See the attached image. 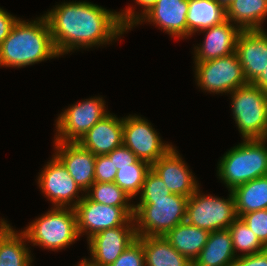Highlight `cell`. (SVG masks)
<instances>
[{
  "instance_id": "6da1fadb",
  "label": "cell",
  "mask_w": 267,
  "mask_h": 266,
  "mask_svg": "<svg viewBox=\"0 0 267 266\" xmlns=\"http://www.w3.org/2000/svg\"><path fill=\"white\" fill-rule=\"evenodd\" d=\"M44 16L59 56L79 48L110 44L127 30L118 12L91 2H64Z\"/></svg>"
},
{
  "instance_id": "7a4b0ae2",
  "label": "cell",
  "mask_w": 267,
  "mask_h": 266,
  "mask_svg": "<svg viewBox=\"0 0 267 266\" xmlns=\"http://www.w3.org/2000/svg\"><path fill=\"white\" fill-rule=\"evenodd\" d=\"M59 57L44 15L26 22L20 18L0 44V66L26 67Z\"/></svg>"
},
{
  "instance_id": "3957f363",
  "label": "cell",
  "mask_w": 267,
  "mask_h": 266,
  "mask_svg": "<svg viewBox=\"0 0 267 266\" xmlns=\"http://www.w3.org/2000/svg\"><path fill=\"white\" fill-rule=\"evenodd\" d=\"M267 139H243L227 151L217 167V176L228 191L253 179L267 176Z\"/></svg>"
},
{
  "instance_id": "277c9868",
  "label": "cell",
  "mask_w": 267,
  "mask_h": 266,
  "mask_svg": "<svg viewBox=\"0 0 267 266\" xmlns=\"http://www.w3.org/2000/svg\"><path fill=\"white\" fill-rule=\"evenodd\" d=\"M188 198L171 193L167 197L140 199L134 205L137 237L165 236L185 221Z\"/></svg>"
},
{
  "instance_id": "5b68a950",
  "label": "cell",
  "mask_w": 267,
  "mask_h": 266,
  "mask_svg": "<svg viewBox=\"0 0 267 266\" xmlns=\"http://www.w3.org/2000/svg\"><path fill=\"white\" fill-rule=\"evenodd\" d=\"M29 242L57 251L74 243L79 236L74 208L54 207L22 231ZM65 247V248H64Z\"/></svg>"
},
{
  "instance_id": "8992f818",
  "label": "cell",
  "mask_w": 267,
  "mask_h": 266,
  "mask_svg": "<svg viewBox=\"0 0 267 266\" xmlns=\"http://www.w3.org/2000/svg\"><path fill=\"white\" fill-rule=\"evenodd\" d=\"M232 95L233 119L243 139H267V92L247 83Z\"/></svg>"
},
{
  "instance_id": "52a82bcc",
  "label": "cell",
  "mask_w": 267,
  "mask_h": 266,
  "mask_svg": "<svg viewBox=\"0 0 267 266\" xmlns=\"http://www.w3.org/2000/svg\"><path fill=\"white\" fill-rule=\"evenodd\" d=\"M237 218L232 191H230L229 198L224 199L202 195L198 188L188 198L185 221L210 233L228 229Z\"/></svg>"
},
{
  "instance_id": "ba28073f",
  "label": "cell",
  "mask_w": 267,
  "mask_h": 266,
  "mask_svg": "<svg viewBox=\"0 0 267 266\" xmlns=\"http://www.w3.org/2000/svg\"><path fill=\"white\" fill-rule=\"evenodd\" d=\"M195 63L197 85L210 93H230L246 85L237 54Z\"/></svg>"
},
{
  "instance_id": "9c48e42d",
  "label": "cell",
  "mask_w": 267,
  "mask_h": 266,
  "mask_svg": "<svg viewBox=\"0 0 267 266\" xmlns=\"http://www.w3.org/2000/svg\"><path fill=\"white\" fill-rule=\"evenodd\" d=\"M108 113L105 109V101L101 97L86 99L71 105L56 120L57 135L54 141L78 142Z\"/></svg>"
},
{
  "instance_id": "30bf717a",
  "label": "cell",
  "mask_w": 267,
  "mask_h": 266,
  "mask_svg": "<svg viewBox=\"0 0 267 266\" xmlns=\"http://www.w3.org/2000/svg\"><path fill=\"white\" fill-rule=\"evenodd\" d=\"M74 209L79 236L86 233L87 240L102 230L124 225L134 215V206H108L86 195Z\"/></svg>"
},
{
  "instance_id": "8fae6325",
  "label": "cell",
  "mask_w": 267,
  "mask_h": 266,
  "mask_svg": "<svg viewBox=\"0 0 267 266\" xmlns=\"http://www.w3.org/2000/svg\"><path fill=\"white\" fill-rule=\"evenodd\" d=\"M158 135L145 118L136 115L123 118V145L150 165L172 147L170 144H164Z\"/></svg>"
},
{
  "instance_id": "7c38bea8",
  "label": "cell",
  "mask_w": 267,
  "mask_h": 266,
  "mask_svg": "<svg viewBox=\"0 0 267 266\" xmlns=\"http://www.w3.org/2000/svg\"><path fill=\"white\" fill-rule=\"evenodd\" d=\"M43 168L38 176V184L42 193L48 197L47 199L54 207H67L68 205L74 208L83 199V194L82 197L78 195L82 190L63 163L53 155L50 162H47Z\"/></svg>"
},
{
  "instance_id": "4fadbf2b",
  "label": "cell",
  "mask_w": 267,
  "mask_h": 266,
  "mask_svg": "<svg viewBox=\"0 0 267 266\" xmlns=\"http://www.w3.org/2000/svg\"><path fill=\"white\" fill-rule=\"evenodd\" d=\"M136 238L133 217L122 226L102 230L88 239L90 261L98 266H109Z\"/></svg>"
},
{
  "instance_id": "5bb4252c",
  "label": "cell",
  "mask_w": 267,
  "mask_h": 266,
  "mask_svg": "<svg viewBox=\"0 0 267 266\" xmlns=\"http://www.w3.org/2000/svg\"><path fill=\"white\" fill-rule=\"evenodd\" d=\"M181 158L179 152L172 146L151 164V169L163 180L171 193L189 198L199 188V184Z\"/></svg>"
},
{
  "instance_id": "9a60e30c",
  "label": "cell",
  "mask_w": 267,
  "mask_h": 266,
  "mask_svg": "<svg viewBox=\"0 0 267 266\" xmlns=\"http://www.w3.org/2000/svg\"><path fill=\"white\" fill-rule=\"evenodd\" d=\"M235 53L242 66L248 83H253L267 67V32L242 30L239 34Z\"/></svg>"
},
{
  "instance_id": "2e32d148",
  "label": "cell",
  "mask_w": 267,
  "mask_h": 266,
  "mask_svg": "<svg viewBox=\"0 0 267 266\" xmlns=\"http://www.w3.org/2000/svg\"><path fill=\"white\" fill-rule=\"evenodd\" d=\"M55 156L63 163L78 187L86 191L95 182L96 156L78 142H57Z\"/></svg>"
},
{
  "instance_id": "e0dca14e",
  "label": "cell",
  "mask_w": 267,
  "mask_h": 266,
  "mask_svg": "<svg viewBox=\"0 0 267 266\" xmlns=\"http://www.w3.org/2000/svg\"><path fill=\"white\" fill-rule=\"evenodd\" d=\"M188 0H157L132 26L149 22L172 37H187Z\"/></svg>"
},
{
  "instance_id": "ac0fdd59",
  "label": "cell",
  "mask_w": 267,
  "mask_h": 266,
  "mask_svg": "<svg viewBox=\"0 0 267 266\" xmlns=\"http://www.w3.org/2000/svg\"><path fill=\"white\" fill-rule=\"evenodd\" d=\"M200 32H206V35L203 44L194 47L195 62H203L233 54L242 30L227 19L222 24Z\"/></svg>"
},
{
  "instance_id": "d6986e66",
  "label": "cell",
  "mask_w": 267,
  "mask_h": 266,
  "mask_svg": "<svg viewBox=\"0 0 267 266\" xmlns=\"http://www.w3.org/2000/svg\"><path fill=\"white\" fill-rule=\"evenodd\" d=\"M78 143L95 156L107 155L123 144V118L108 113Z\"/></svg>"
},
{
  "instance_id": "ffe728a7",
  "label": "cell",
  "mask_w": 267,
  "mask_h": 266,
  "mask_svg": "<svg viewBox=\"0 0 267 266\" xmlns=\"http://www.w3.org/2000/svg\"><path fill=\"white\" fill-rule=\"evenodd\" d=\"M228 229L209 233L207 243L192 262V266H232L237 259Z\"/></svg>"
},
{
  "instance_id": "44dd1931",
  "label": "cell",
  "mask_w": 267,
  "mask_h": 266,
  "mask_svg": "<svg viewBox=\"0 0 267 266\" xmlns=\"http://www.w3.org/2000/svg\"><path fill=\"white\" fill-rule=\"evenodd\" d=\"M0 220V266H31L33 260L26 247V235Z\"/></svg>"
},
{
  "instance_id": "7402d4cb",
  "label": "cell",
  "mask_w": 267,
  "mask_h": 266,
  "mask_svg": "<svg viewBox=\"0 0 267 266\" xmlns=\"http://www.w3.org/2000/svg\"><path fill=\"white\" fill-rule=\"evenodd\" d=\"M226 20L227 10L217 0H188L187 37Z\"/></svg>"
},
{
  "instance_id": "603a6c76",
  "label": "cell",
  "mask_w": 267,
  "mask_h": 266,
  "mask_svg": "<svg viewBox=\"0 0 267 266\" xmlns=\"http://www.w3.org/2000/svg\"><path fill=\"white\" fill-rule=\"evenodd\" d=\"M144 250L145 266H192L164 236L137 237Z\"/></svg>"
},
{
  "instance_id": "cb8c5ba5",
  "label": "cell",
  "mask_w": 267,
  "mask_h": 266,
  "mask_svg": "<svg viewBox=\"0 0 267 266\" xmlns=\"http://www.w3.org/2000/svg\"><path fill=\"white\" fill-rule=\"evenodd\" d=\"M209 233L184 221L164 237L179 253L193 262L207 243Z\"/></svg>"
},
{
  "instance_id": "d4e9b609",
  "label": "cell",
  "mask_w": 267,
  "mask_h": 266,
  "mask_svg": "<svg viewBox=\"0 0 267 266\" xmlns=\"http://www.w3.org/2000/svg\"><path fill=\"white\" fill-rule=\"evenodd\" d=\"M227 19L241 30H262L267 17V0H234L226 9Z\"/></svg>"
},
{
  "instance_id": "484cf974",
  "label": "cell",
  "mask_w": 267,
  "mask_h": 266,
  "mask_svg": "<svg viewBox=\"0 0 267 266\" xmlns=\"http://www.w3.org/2000/svg\"><path fill=\"white\" fill-rule=\"evenodd\" d=\"M238 217L267 209V176L259 177L232 190Z\"/></svg>"
},
{
  "instance_id": "4316f807",
  "label": "cell",
  "mask_w": 267,
  "mask_h": 266,
  "mask_svg": "<svg viewBox=\"0 0 267 266\" xmlns=\"http://www.w3.org/2000/svg\"><path fill=\"white\" fill-rule=\"evenodd\" d=\"M150 169L151 165L148 162L139 159L135 164L120 167L114 182L134 198L140 194L145 176Z\"/></svg>"
},
{
  "instance_id": "83f0119b",
  "label": "cell",
  "mask_w": 267,
  "mask_h": 266,
  "mask_svg": "<svg viewBox=\"0 0 267 266\" xmlns=\"http://www.w3.org/2000/svg\"><path fill=\"white\" fill-rule=\"evenodd\" d=\"M228 230L232 237L234 253L238 250L243 253L241 256H247L267 249L240 217L232 222Z\"/></svg>"
},
{
  "instance_id": "f1b7e54d",
  "label": "cell",
  "mask_w": 267,
  "mask_h": 266,
  "mask_svg": "<svg viewBox=\"0 0 267 266\" xmlns=\"http://www.w3.org/2000/svg\"><path fill=\"white\" fill-rule=\"evenodd\" d=\"M92 188V189H91ZM85 195L94 202L108 206H134L130 201L132 198L122 190L115 182H94L86 191Z\"/></svg>"
},
{
  "instance_id": "f546056e",
  "label": "cell",
  "mask_w": 267,
  "mask_h": 266,
  "mask_svg": "<svg viewBox=\"0 0 267 266\" xmlns=\"http://www.w3.org/2000/svg\"><path fill=\"white\" fill-rule=\"evenodd\" d=\"M171 192L168 190L163 180L150 169L144 179L139 199H153L167 197Z\"/></svg>"
},
{
  "instance_id": "4dcf8cb0",
  "label": "cell",
  "mask_w": 267,
  "mask_h": 266,
  "mask_svg": "<svg viewBox=\"0 0 267 266\" xmlns=\"http://www.w3.org/2000/svg\"><path fill=\"white\" fill-rule=\"evenodd\" d=\"M240 218L267 248V209L243 214Z\"/></svg>"
},
{
  "instance_id": "1f68e13d",
  "label": "cell",
  "mask_w": 267,
  "mask_h": 266,
  "mask_svg": "<svg viewBox=\"0 0 267 266\" xmlns=\"http://www.w3.org/2000/svg\"><path fill=\"white\" fill-rule=\"evenodd\" d=\"M109 266H145L144 250L141 241L136 238Z\"/></svg>"
},
{
  "instance_id": "d6a6232c",
  "label": "cell",
  "mask_w": 267,
  "mask_h": 266,
  "mask_svg": "<svg viewBox=\"0 0 267 266\" xmlns=\"http://www.w3.org/2000/svg\"><path fill=\"white\" fill-rule=\"evenodd\" d=\"M117 169L108 155H98L95 159V182L110 183L115 181Z\"/></svg>"
},
{
  "instance_id": "836d02e7",
  "label": "cell",
  "mask_w": 267,
  "mask_h": 266,
  "mask_svg": "<svg viewBox=\"0 0 267 266\" xmlns=\"http://www.w3.org/2000/svg\"><path fill=\"white\" fill-rule=\"evenodd\" d=\"M136 3L142 6V10L140 14H136V12L132 9V7H128L126 10H122L123 12H118L119 19L122 25L127 29H131L132 26L136 23V21L146 12L148 11L157 0H135Z\"/></svg>"
},
{
  "instance_id": "e575fe53",
  "label": "cell",
  "mask_w": 267,
  "mask_h": 266,
  "mask_svg": "<svg viewBox=\"0 0 267 266\" xmlns=\"http://www.w3.org/2000/svg\"><path fill=\"white\" fill-rule=\"evenodd\" d=\"M107 155L117 170H120V167L135 164L139 160V158L123 144Z\"/></svg>"
},
{
  "instance_id": "d590c367",
  "label": "cell",
  "mask_w": 267,
  "mask_h": 266,
  "mask_svg": "<svg viewBox=\"0 0 267 266\" xmlns=\"http://www.w3.org/2000/svg\"><path fill=\"white\" fill-rule=\"evenodd\" d=\"M232 266H267V249L253 255H237V259Z\"/></svg>"
},
{
  "instance_id": "8d00e7d4",
  "label": "cell",
  "mask_w": 267,
  "mask_h": 266,
  "mask_svg": "<svg viewBox=\"0 0 267 266\" xmlns=\"http://www.w3.org/2000/svg\"><path fill=\"white\" fill-rule=\"evenodd\" d=\"M19 18L0 8V44L7 38Z\"/></svg>"
},
{
  "instance_id": "74e56055",
  "label": "cell",
  "mask_w": 267,
  "mask_h": 266,
  "mask_svg": "<svg viewBox=\"0 0 267 266\" xmlns=\"http://www.w3.org/2000/svg\"><path fill=\"white\" fill-rule=\"evenodd\" d=\"M253 84L259 87L261 90L267 92V67L264 72L257 77Z\"/></svg>"
},
{
  "instance_id": "f35d334b",
  "label": "cell",
  "mask_w": 267,
  "mask_h": 266,
  "mask_svg": "<svg viewBox=\"0 0 267 266\" xmlns=\"http://www.w3.org/2000/svg\"><path fill=\"white\" fill-rule=\"evenodd\" d=\"M77 266H98V265L93 264L90 261V259L87 260L86 258H84V259H82V261Z\"/></svg>"
},
{
  "instance_id": "ab89813d",
  "label": "cell",
  "mask_w": 267,
  "mask_h": 266,
  "mask_svg": "<svg viewBox=\"0 0 267 266\" xmlns=\"http://www.w3.org/2000/svg\"><path fill=\"white\" fill-rule=\"evenodd\" d=\"M221 5H223L226 9L234 0H217Z\"/></svg>"
}]
</instances>
